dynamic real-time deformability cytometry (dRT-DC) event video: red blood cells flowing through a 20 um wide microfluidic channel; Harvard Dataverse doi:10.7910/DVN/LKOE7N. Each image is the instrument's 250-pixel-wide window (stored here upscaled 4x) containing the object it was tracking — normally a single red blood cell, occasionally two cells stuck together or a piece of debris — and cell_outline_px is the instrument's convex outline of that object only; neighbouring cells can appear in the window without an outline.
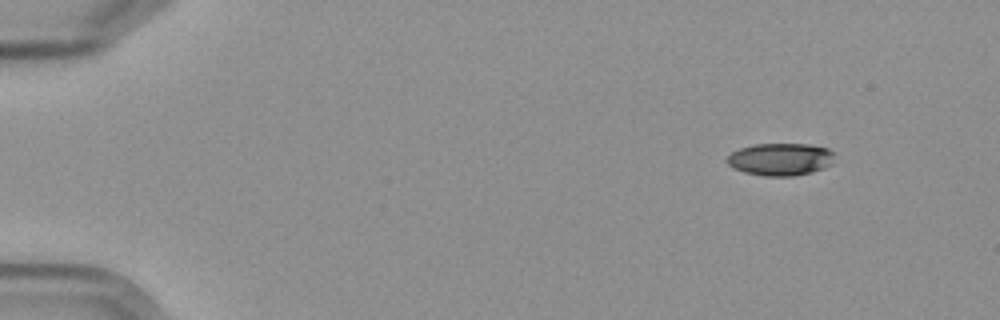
{"species": "Egyptian fruit bat (a non-hibernating species)", "species_latin": "Rousettus aegyptiacus", "temperature_condition": "cold", "stored_images_in_passage": 6, "camera_frame_rate_fps": 3000, "um_per_image_px": 0.085, "frame": {"image": 1, "passage_image": 1, "time_ms": 0.0, "image_size_px": [1000, 320], "cell_outline_px": [[832, 164], [824, 168], [812, 172], [796, 176], [764, 176], [744, 172], [732, 168], [724, 160], [732, 152], [740, 148], [752, 144], [808, 144], [828, 148], [832, 152]], "centroid_in_image_um": [66.3, 13.54], "position_along_channel_um": 18.7, "area_um2": 20.46}}
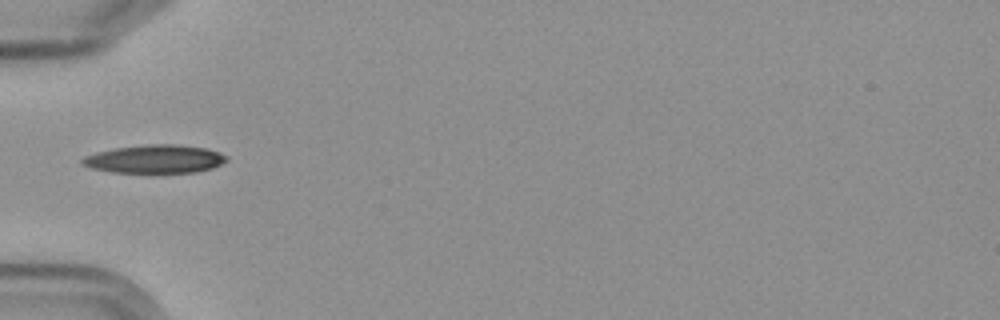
{"frame": {"image": 2, "passage_image": 5, "time_ms": 4.667, "image_size_px": [1000, 320], "cell_outline_px": [[228, 160], [212, 168], [196, 172], [112, 172], [92, 168], [80, 164], [80, 160], [84, 156], [96, 152], [116, 148], [148, 144], [176, 144], [204, 148], [220, 152], [228, 156]], "centroid_in_image_um": [13.16, 13.51], "position_along_channel_um": 71.8, "area_um2": 23.7}}
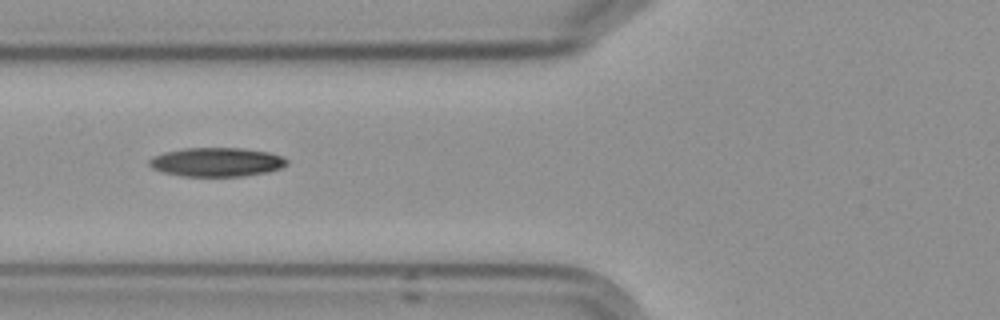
{"frame": {"image": 3, "passage_image": 6, "time_ms": 5.667, "image_size_px": [1000, 320], "cell_outline_px": [[288, 164], [280, 168], [268, 172], [244, 176], [184, 176], [164, 172], [152, 168], [148, 164], [148, 160], [152, 156], [164, 152], [184, 148], [244, 148], [268, 152], [284, 156], [288, 160]], "centroid_in_image_um": [18.43, 13.77], "position_along_channel_um": 107.4, "area_um2": 23.35}}